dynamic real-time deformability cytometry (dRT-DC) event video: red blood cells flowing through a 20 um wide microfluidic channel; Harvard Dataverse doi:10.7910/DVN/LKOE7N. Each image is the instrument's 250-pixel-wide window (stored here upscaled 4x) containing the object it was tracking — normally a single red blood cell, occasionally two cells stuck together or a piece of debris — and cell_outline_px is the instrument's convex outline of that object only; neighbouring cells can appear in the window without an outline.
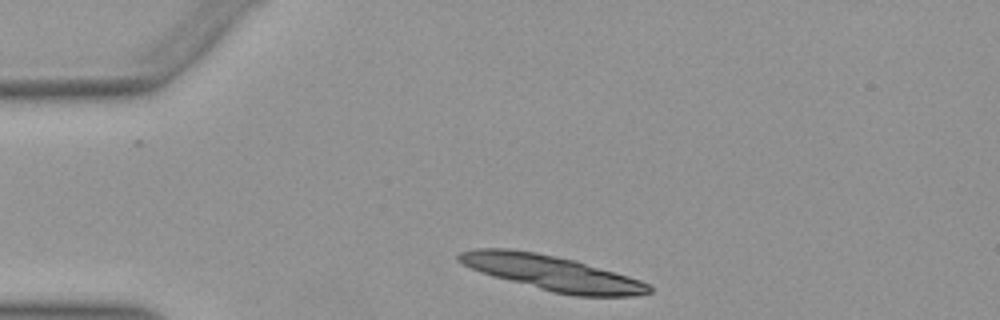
{"species": "Egyptian fruit bat (a non-hibernating species)", "species_latin": "Rousettus aegyptiacus", "temperature_condition": "warm", "stored_images_in_passage": 37, "segment_of_instrument_passage": [1, 2], "camera_frame_rate_fps": 3000, "um_per_image_px": 0.085, "animal": {"sex": "female"}, "frame": {"image": 1, "passage_image": 2, "time_ms": 0.333, "image_size_px": [1000, 320], "cell_outline_px": [[652, 292], [636, 296], [576, 296], [552, 292], [492, 276], [480, 272], [456, 260], [456, 256], [460, 252], [476, 248], [508, 248], [536, 252], [576, 260], [628, 276], [640, 280], [648, 284], [652, 288]], "centroid_in_image_um": [46.91, 23.2], "position_along_channel_um": 38.1, "area_um2": 38.78}}